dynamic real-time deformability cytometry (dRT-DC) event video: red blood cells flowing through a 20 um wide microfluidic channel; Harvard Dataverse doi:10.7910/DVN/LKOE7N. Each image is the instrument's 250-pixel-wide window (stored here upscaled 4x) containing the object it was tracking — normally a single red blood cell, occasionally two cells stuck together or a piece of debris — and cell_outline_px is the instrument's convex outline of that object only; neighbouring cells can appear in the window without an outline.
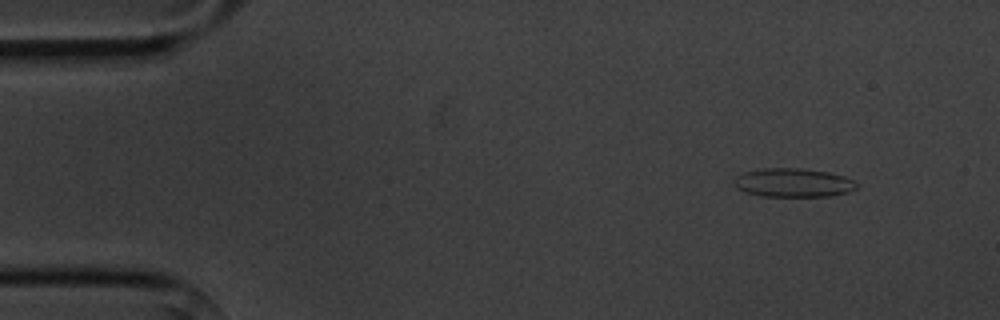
{"species": "common noctule bat (a hibernating species)", "species_latin": "Nyctalus noctula", "temperature_condition": "cold", "stored_images_in_passage": 4, "camera_frame_rate_fps": 3000, "um_per_image_px": 0.085, "animal": {"sex": "male", "body_mass_g": 20.1, "forearm_length_mm": 53.5}, "frame": {"image": 1, "passage_image": 1, "time_ms": 0.0, "image_size_px": [1000, 320], "cell_outline_px": [[856, 188], [848, 192], [832, 196], [760, 196], [744, 192], [736, 188], [732, 180], [736, 176], [744, 172], [764, 168], [800, 168], [828, 172], [844, 176], [852, 180], [856, 184]], "centroid_in_image_um": [67.37, 15.53], "position_along_channel_um": 17.6, "area_um2": 20.58}}
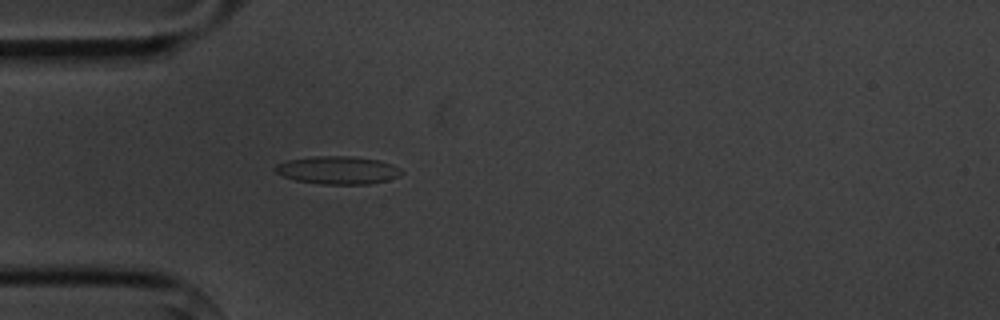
{"frame": {"image": 2, "passage_image": 4, "time_ms": 3.333, "image_size_px": [1000, 320], "cell_outline_px": [[404, 172], [400, 176], [388, 180], [368, 184], [320, 184], [296, 180], [284, 176], [276, 172], [272, 168], [276, 164], [288, 160], [312, 156], [352, 156], [380, 160], [392, 164], [400, 168]], "centroid_in_image_um": [28.73, 14.46], "position_along_channel_um": 56.3, "area_um2": 20.69}}